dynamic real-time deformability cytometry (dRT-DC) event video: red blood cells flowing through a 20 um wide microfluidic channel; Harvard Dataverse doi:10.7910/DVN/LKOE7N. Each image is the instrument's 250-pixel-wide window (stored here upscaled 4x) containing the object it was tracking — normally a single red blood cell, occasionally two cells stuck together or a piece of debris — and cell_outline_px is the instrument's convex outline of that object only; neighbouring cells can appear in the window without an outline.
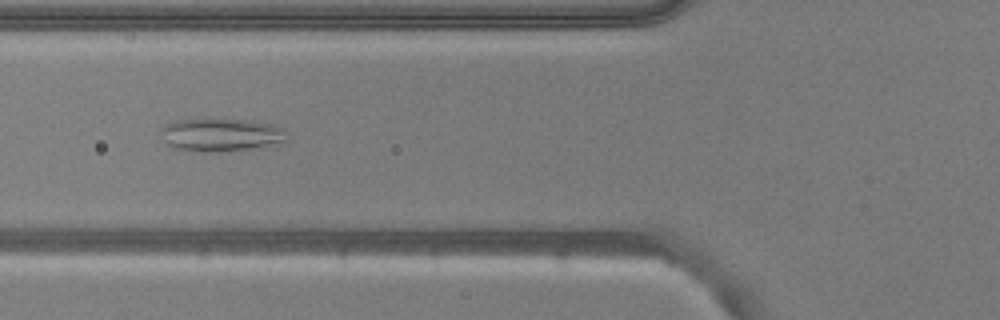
{"species": "common noctule bat (a hibernating species)", "species_latin": "Nyctalus noctula", "temperature_condition": "warm", "stored_images_in_passage": 53, "camera_frame_rate_fps": 3000, "um_per_image_px": 0.085, "animal": {"sex": "male", "body_mass_g": 20.5, "forearm_length_mm": 52.5}, "frame": {"image": 1, "passage_image": 20, "time_ms": 6.333, "image_size_px": [1000, 320], "cell_outline_px": [[288, 140], [248, 148], [208, 152], [200, 152], [176, 148], [168, 144], [164, 140], [164, 128], [168, 124], [176, 120], [212, 116], [252, 120], [272, 124], [284, 128]], "centroid_in_image_um": [18.79, 11.39], "position_along_channel_um": 107.0, "area_um2": 24.39}}
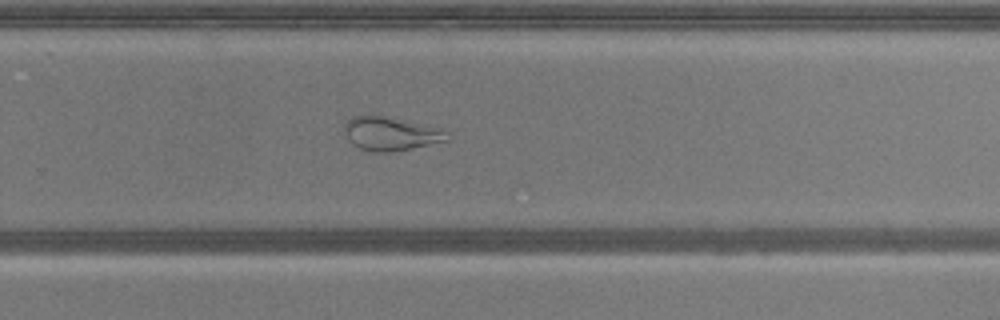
{"frame": {"image": 2, "passage_image": 35, "time_ms": 11.333, "image_size_px": [1000, 320], "cell_outline_px": [[448, 140], [412, 148], [388, 152], [376, 152], [360, 148], [352, 144], [348, 140], [344, 128], [344, 124], [352, 116], [368, 112], [372, 112], [448, 132]], "centroid_in_image_um": [33.09, 11.33], "position_along_channel_um": 296.7, "area_um2": 20.06}}
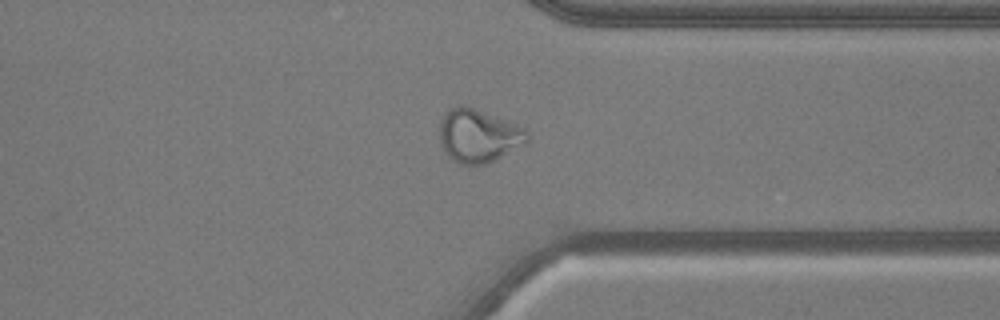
{"frame": {"image": 3, "passage_image": 41, "time_ms": 13.333, "image_size_px": [1000, 320], "cell_outline_px": [[528, 144], [484, 164], [460, 164], [452, 160], [444, 152], [440, 140], [440, 120], [444, 112], [448, 108], [456, 104], [464, 104], [516, 124], [524, 128], [528, 132]], "centroid_in_image_um": [40.65, 11.52], "position_along_channel_um": 370.8, "area_um2": 27.46}, "authors_computed_cell_mechanics": {"area_um2": 25.8944, "velocity_mm_per_s": 3.8021, "shape_relaxation_time_tau1_ms": null, "shape_relaxation_time_tau2_ms": 1.1988, "deformation_change_tau1": null, "deformation_change_tau2": 0.0931}}